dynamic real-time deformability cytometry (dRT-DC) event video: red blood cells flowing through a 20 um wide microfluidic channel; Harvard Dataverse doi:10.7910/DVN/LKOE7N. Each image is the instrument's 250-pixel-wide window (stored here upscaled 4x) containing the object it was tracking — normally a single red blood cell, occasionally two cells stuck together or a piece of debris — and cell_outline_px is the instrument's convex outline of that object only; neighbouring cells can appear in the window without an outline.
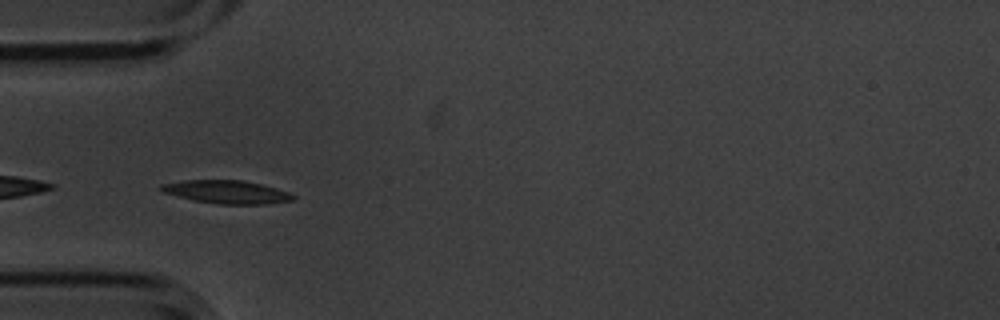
{"species": "common noctule bat (a hibernating species)", "species_latin": "Nyctalus noctula", "temperature_condition": "cold", "stored_images_in_passage": 8, "camera_frame_rate_fps": 3000, "um_per_image_px": 0.085, "animal": {"sex": "male", "body_mass_g": 20.1, "forearm_length_mm": 53.5}, "frame": {"image": 1, "passage_image": 4, "time_ms": 1.0, "image_size_px": [1000, 320], "cell_outline_px": [[296, 196], [292, 200], [268, 204], [216, 204], [192, 200], [164, 192], [156, 188], [160, 184], [184, 180], [244, 180], [276, 188], [288, 192]], "centroid_in_image_um": [19.23, 16.31], "position_along_channel_um": 65.8, "area_um2": 17.86}}
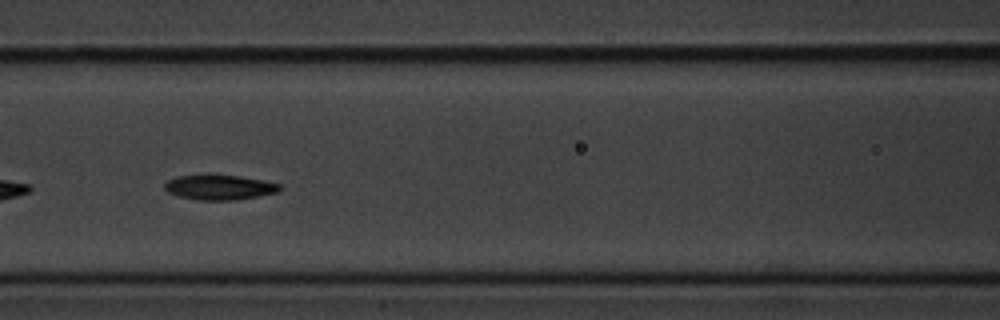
{"frame": {"image": 2, "passage_image": 6, "time_ms": 1.667, "image_size_px": [1000, 320], "cell_outline_px": [[280, 192], [236, 200], [196, 200], [176, 196], [168, 192], [164, 188], [164, 184], [168, 180], [176, 176], [208, 172], [240, 176], [264, 180], [280, 184]], "centroid_in_image_um": [18.61, 15.88], "position_along_channel_um": 148.0, "area_um2": 17.51}}
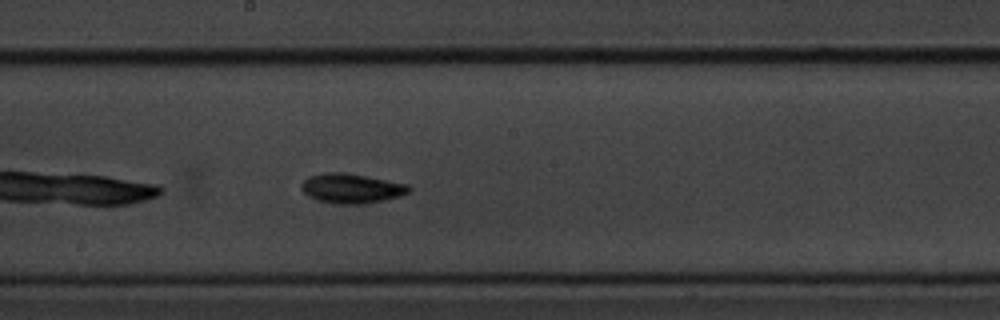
{"frame": {"image": 3, "passage_image": 8, "time_ms": 2.333, "image_size_px": [1000, 320], "cell_outline_px": [[412, 188], [408, 192], [400, 196], [384, 200], [364, 204], [340, 204], [316, 200], [308, 196], [300, 188], [300, 184], [308, 176], [324, 172], [344, 172], [408, 184]], "centroid_in_image_um": [29.84, 16.01], "position_along_channel_um": 218.4, "area_um2": 18.67}}